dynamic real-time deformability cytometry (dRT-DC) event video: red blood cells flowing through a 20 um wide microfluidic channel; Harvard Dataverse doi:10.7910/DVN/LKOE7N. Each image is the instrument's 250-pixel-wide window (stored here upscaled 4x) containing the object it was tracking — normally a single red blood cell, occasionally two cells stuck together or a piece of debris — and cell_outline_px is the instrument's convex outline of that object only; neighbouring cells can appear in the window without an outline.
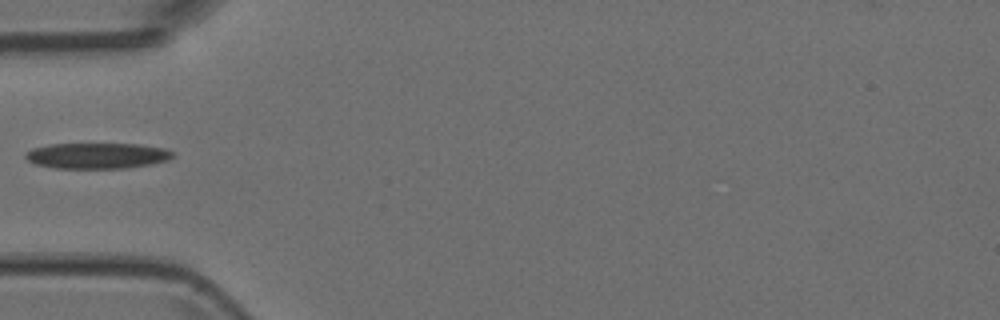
{"species": "Egyptian fruit bat (a non-hibernating species)", "species_latin": "Rousettus aegyptiacus", "temperature_condition": "room temperature", "stored_images_in_passage": 35, "camera_frame_rate_fps": 3000, "um_per_image_px": 0.085, "animal": {"sex": "female"}, "frame": {"image": 1, "passage_image": 1, "time_ms": 0.0, "image_size_px": [1000, 320], "cell_outline_px": [[172, 156], [168, 160], [128, 168], [56, 168], [36, 164], [28, 160], [24, 156], [24, 152], [32, 148], [52, 144], [136, 144], [164, 148], [172, 152]], "centroid_in_image_um": [8.2, 13.23], "position_along_channel_um": 76.8, "area_um2": 21.91}}
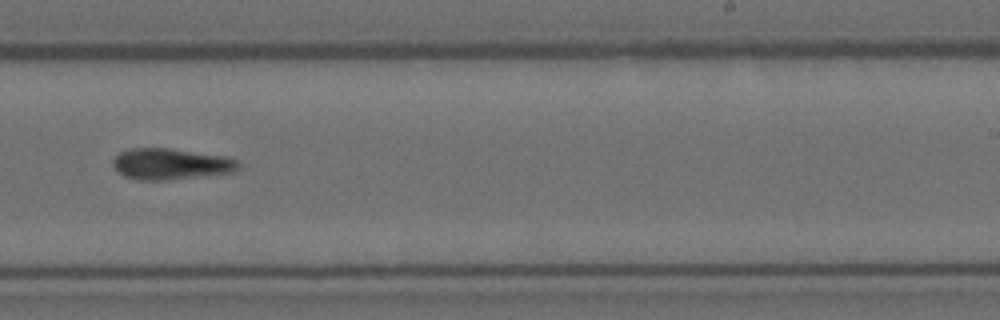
{"frame": {"image": 2, "passage_image": 16, "time_ms": 5.0, "image_size_px": [1000, 320], "cell_outline_px": [[240, 168], [236, 172], [168, 180], [140, 180], [124, 176], [112, 164], [112, 160], [120, 152], [132, 148], [172, 148], [228, 156], [240, 160]], "centroid_in_image_um": [14.6, 13.93], "position_along_channel_um": 274.4, "area_um2": 23.12}}
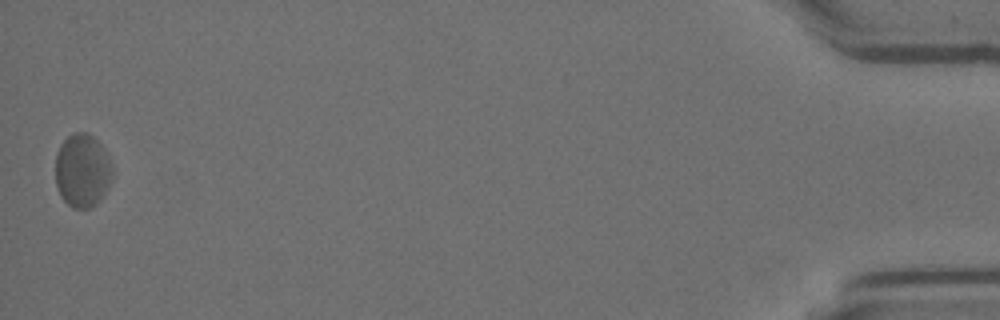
{"frame": {"image": 3, "passage_image": 35, "time_ms": 11.333, "image_size_px": [1000, 320], "cell_outline_px": [[112, 176], [100, 200], [96, 204], [88, 208], [72, 208], [60, 196], [56, 184], [56, 152], [60, 144], [68, 136], [76, 132], [88, 132], [104, 148], [112, 164]], "centroid_in_image_um": [6.99, 14.48], "position_along_channel_um": 428.2, "area_um2": 24.33}}